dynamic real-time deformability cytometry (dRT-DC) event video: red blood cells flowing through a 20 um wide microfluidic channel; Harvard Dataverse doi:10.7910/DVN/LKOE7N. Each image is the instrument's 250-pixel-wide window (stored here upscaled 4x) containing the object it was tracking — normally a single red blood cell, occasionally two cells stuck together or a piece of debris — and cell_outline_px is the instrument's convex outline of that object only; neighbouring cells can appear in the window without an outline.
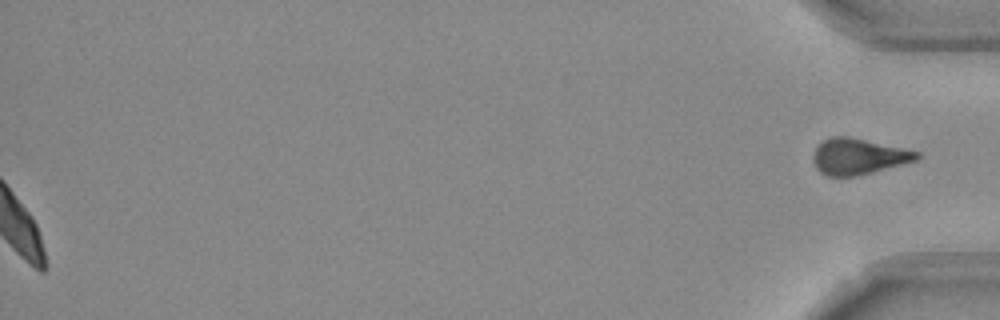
{"species": "Egyptian fruit bat (a non-hibernating species)", "species_latin": "Rousettus aegyptiacus", "temperature_condition": "room temperature", "stored_images_in_passage": 53, "segment_of_instrument_passage": [2, 2], "camera_frame_rate_fps": 3000, "um_per_image_px": 0.085, "frame": {"image": 1, "passage_image": 53, "time_ms": 17.333, "image_size_px": [1000, 320], "cell_outline_px": [[920, 160], [872, 172], [852, 176], [828, 176], [820, 172], [816, 168], [812, 160], [812, 156], [816, 148], [824, 140], [832, 136], [848, 136], [920, 152]], "centroid_in_image_um": [72.97, 13.3], "position_along_channel_um": 362.2, "area_um2": 21.62}}